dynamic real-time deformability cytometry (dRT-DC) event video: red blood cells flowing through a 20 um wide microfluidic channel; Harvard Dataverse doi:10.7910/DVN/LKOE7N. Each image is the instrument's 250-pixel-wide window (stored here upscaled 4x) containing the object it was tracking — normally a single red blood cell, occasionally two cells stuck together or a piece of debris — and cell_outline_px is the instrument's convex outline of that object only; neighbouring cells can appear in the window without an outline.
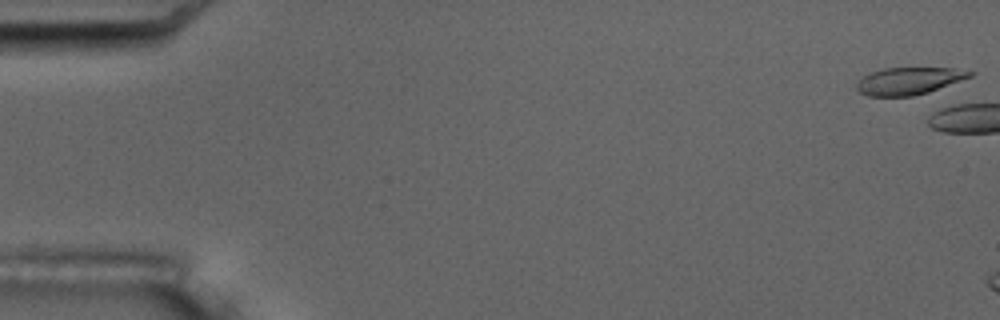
{"species": "common noctule bat (a hibernating species)", "species_latin": "Nyctalus noctula", "temperature_condition": "room temperature", "stored_images_in_passage": 9, "camera_frame_rate_fps": 3000, "um_per_image_px": 0.085, "animal": {"sex": "male", "body_mass_g": 17.5, "forearm_length_mm": 52.3}, "frame": {"image": 1, "passage_image": 1, "time_ms": 0.0, "image_size_px": [1000, 320], "cell_outline_px": [[976, 72], [972, 76], [928, 92], [912, 96], [868, 96], [860, 92], [856, 88], [856, 84], [864, 76], [872, 72], [884, 68], [952, 68]], "centroid_in_image_um": [77.26, 6.88], "position_along_channel_um": 7.7, "area_um2": 17.74}}